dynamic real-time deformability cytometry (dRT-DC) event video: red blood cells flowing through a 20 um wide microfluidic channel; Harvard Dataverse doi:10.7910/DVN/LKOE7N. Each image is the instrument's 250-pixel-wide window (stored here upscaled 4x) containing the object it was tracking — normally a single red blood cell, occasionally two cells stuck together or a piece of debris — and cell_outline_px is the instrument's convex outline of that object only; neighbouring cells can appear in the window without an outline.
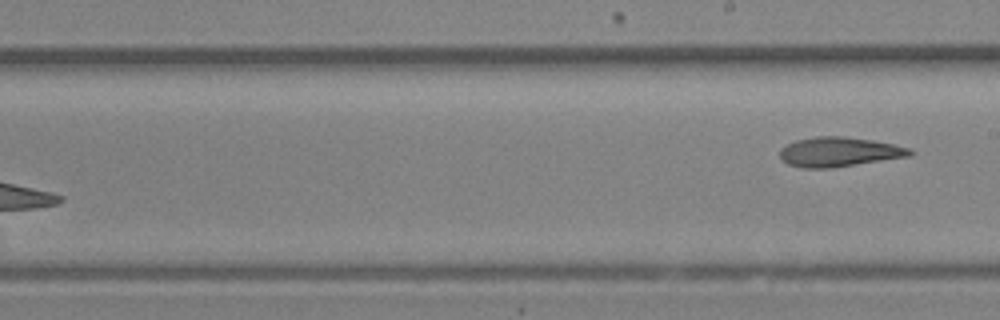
{"species": "Egyptian fruit bat (a non-hibernating species)", "species_latin": "Rousettus aegyptiacus", "temperature_condition": "room temperature", "stored_images_in_passage": 12, "segment_of_instrument_passage": [2, 2], "camera_frame_rate_fps": 3000, "um_per_image_px": 0.085, "animal": {"sex": "female"}, "frame": {"image": 1, "passage_image": 12, "time_ms": 3.667, "image_size_px": [1000, 320], "cell_outline_px": [[916, 152], [912, 156], [832, 168], [800, 168], [788, 164], [780, 160], [780, 148], [796, 140], [816, 136], [844, 136], [872, 140], [912, 148]], "centroid_in_image_um": [71.34, 12.92], "position_along_channel_um": 217.7, "area_um2": 22.72}}